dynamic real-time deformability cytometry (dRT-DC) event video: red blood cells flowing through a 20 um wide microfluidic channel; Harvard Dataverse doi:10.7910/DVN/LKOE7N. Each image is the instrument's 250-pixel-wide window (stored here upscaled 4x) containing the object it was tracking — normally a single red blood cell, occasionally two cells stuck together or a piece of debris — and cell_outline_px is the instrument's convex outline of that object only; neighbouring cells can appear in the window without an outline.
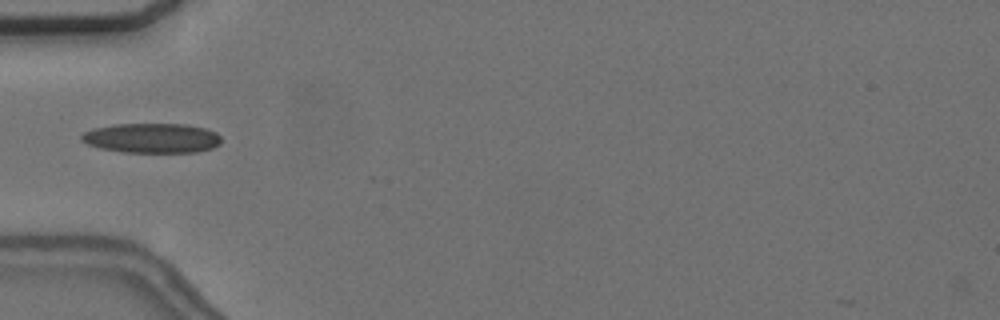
{"species": "common noctule bat (a hibernating species)", "species_latin": "Nyctalus noctula", "temperature_condition": "cold", "stored_images_in_passage": 16, "camera_frame_rate_fps": 3000, "um_per_image_px": 0.085, "animal": {"sex": "female", "body_mass_g": 24.6, "forearm_length_mm": 56.2}, "frame": {"image": 1, "passage_image": 1, "time_ms": 0.0, "image_size_px": [1000, 320], "cell_outline_px": [[220, 144], [212, 148], [196, 152], [124, 152], [100, 148], [88, 144], [80, 140], [80, 136], [84, 132], [92, 128], [116, 124], [184, 124], [204, 128], [216, 132], [220, 136]], "centroid_in_image_um": [12.89, 11.73], "position_along_channel_um": 72.1, "area_um2": 24.22}}
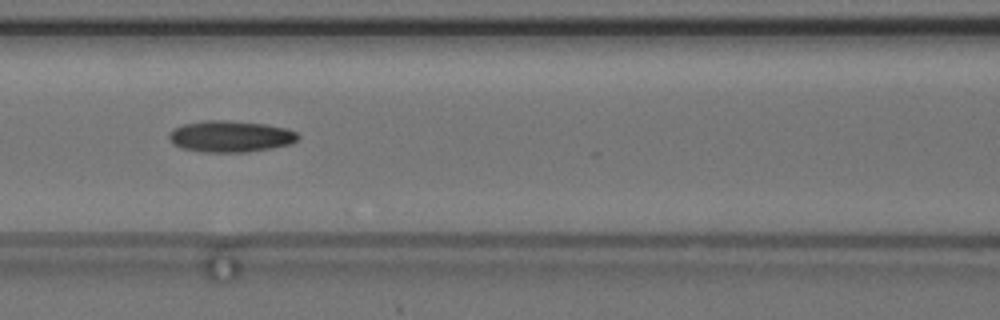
{"frame": {"image": 2, "passage_image": 7, "time_ms": 2.0, "image_size_px": [1000, 320], "cell_outline_px": [[300, 136], [292, 144], [272, 148], [248, 152], [204, 152], [180, 148], [172, 144], [168, 136], [172, 128], [184, 124], [204, 120], [228, 120], [264, 124], [288, 128], [296, 132]], "centroid_in_image_um": [19.58, 11.59], "position_along_channel_um": 147.0, "area_um2": 23.87}}